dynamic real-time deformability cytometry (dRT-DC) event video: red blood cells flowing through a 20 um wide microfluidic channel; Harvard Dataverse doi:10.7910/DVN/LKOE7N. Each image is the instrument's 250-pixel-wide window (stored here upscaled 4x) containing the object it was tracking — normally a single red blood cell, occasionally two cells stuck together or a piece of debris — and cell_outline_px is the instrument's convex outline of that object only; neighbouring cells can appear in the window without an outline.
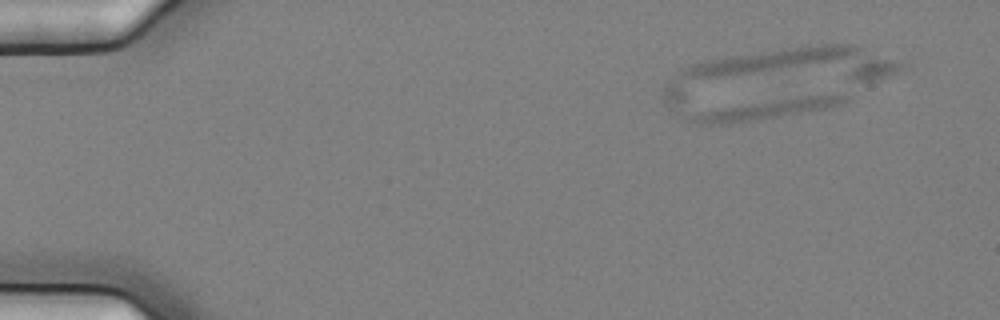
{"species": "common noctule bat (a hibernating species)", "species_latin": "Nyctalus noctula", "temperature_condition": "cold", "stored_images_in_passage": 4, "camera_frame_rate_fps": 3000, "um_per_image_px": 0.085, "animal": {"sex": "female", "body_mass_g": 25.1}, "frame": {"image": 1, "passage_image": 1, "time_ms": 0.0, "image_size_px": [1000, 320], "cell_outline_px": [[848, 100], [840, 104], [824, 108], [732, 124], [696, 124], [684, 120], [700, 112], [772, 100], [800, 96], [848, 96]], "centroid_in_image_um": [65.06, 9.33], "position_along_channel_um": 19.9, "area_um2": 16.42}}